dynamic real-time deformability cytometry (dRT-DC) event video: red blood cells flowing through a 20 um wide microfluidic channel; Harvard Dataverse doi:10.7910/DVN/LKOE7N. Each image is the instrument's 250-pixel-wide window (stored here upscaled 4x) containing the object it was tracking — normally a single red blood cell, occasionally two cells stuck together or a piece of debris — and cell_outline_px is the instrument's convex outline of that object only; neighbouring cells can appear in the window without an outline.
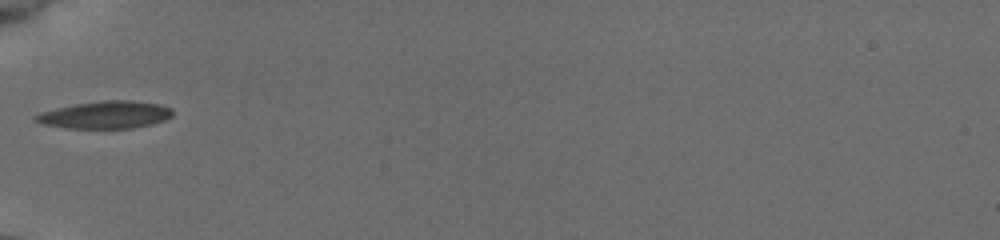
{"species": "common noctule bat (a hibernating species)", "species_latin": "Nyctalus noctula", "temperature_condition": "cold", "stored_images_in_passage": 34, "camera_frame_rate_fps": 3000, "um_per_image_px": 0.085, "animal": {"sex": "female", "body_mass_g": 19.5, "forearm_length_mm": 54.1}, "frame": {"image": 1, "passage_image": 1, "time_ms": 0.0, "image_size_px": [1000, 240], "cell_outline_px": [[172, 116], [164, 120], [132, 128], [68, 128], [44, 124], [36, 120], [32, 116], [40, 112], [56, 108], [76, 104], [100, 100], [128, 100], [160, 104], [172, 108]], "centroid_in_image_um": [8.95, 9.75], "position_along_channel_um": 76.0, "area_um2": 21.68}}
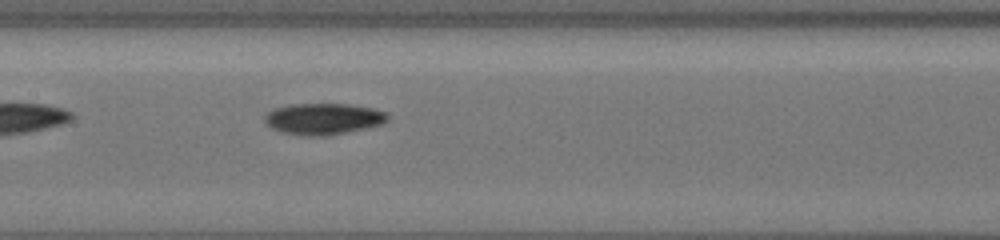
{"frame": {"image": 2, "passage_image": 9, "time_ms": 2.667, "image_size_px": [1000, 240], "cell_outline_px": [[388, 120], [380, 124], [364, 128], [324, 136], [304, 136], [280, 132], [272, 128], [264, 120], [264, 116], [268, 112], [276, 108], [292, 104], [348, 104], [372, 108], [388, 112]], "centroid_in_image_um": [27.47, 10.1], "position_along_channel_um": 179.9, "area_um2": 22.25}}
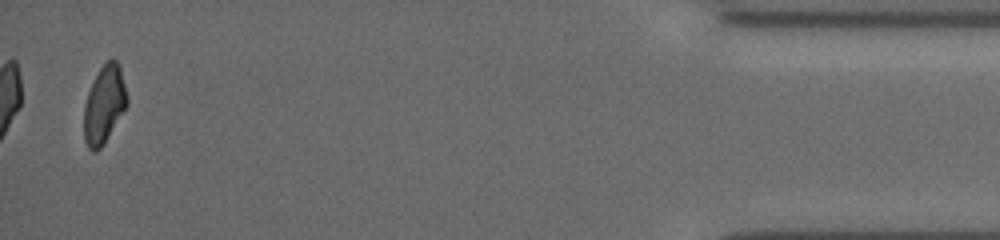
{"frame": {"image": 3, "passage_image": 33, "time_ms": 10.667, "image_size_px": [1000, 240], "cell_outline_px": [[128, 104], [100, 148], [96, 152], [92, 152], [88, 148], [84, 140], [84, 104], [88, 92], [100, 68], [112, 56], [116, 60], [120, 68], [128, 100]], "centroid_in_image_um": [8.84, 8.89], "position_along_channel_um": 426.4, "area_um2": 19.19}, "authors_computed_cell_mechanics": {"area_um2": 20.4901, "velocity_mm_per_s": 3.9308, "shape_relaxation_time_tau1_ms": 3.0061, "shape_relaxation_time_tau2_ms": 8.8396, "deformation_change_tau1": 0.1004, "deformation_change_tau2": 0.1598}}